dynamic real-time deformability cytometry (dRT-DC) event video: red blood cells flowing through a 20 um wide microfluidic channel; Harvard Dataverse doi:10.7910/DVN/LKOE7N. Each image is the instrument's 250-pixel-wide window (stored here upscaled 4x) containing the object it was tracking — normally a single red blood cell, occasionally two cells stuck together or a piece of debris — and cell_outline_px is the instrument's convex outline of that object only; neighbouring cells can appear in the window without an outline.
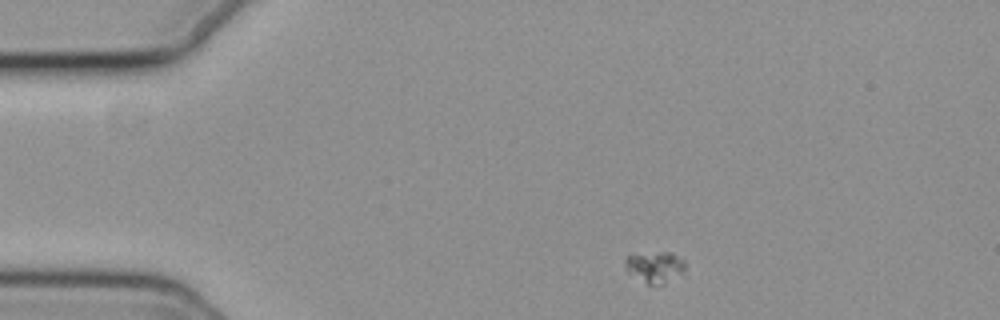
{"species": "common noctule bat (a hibernating species)", "species_latin": "Nyctalus noctula", "temperature_condition": "cold", "stored_images_in_passage": 48, "camera_frame_rate_fps": 3000, "um_per_image_px": 0.085, "animal": {"sex": "female", "body_mass_g": 19.3, "forearm_length_mm": 54.1}, "frame": {"image": 1, "passage_image": 1, "time_ms": 0.0, "image_size_px": [1000, 320], "cell_outline_px": [[684, 272], [664, 284], [648, 284], [628, 272], [624, 264], [624, 256], [660, 252], [668, 252], [684, 260]], "centroid_in_image_um": [55.65, 22.7], "position_along_channel_um": 29.4, "area_um2": 10.69}}
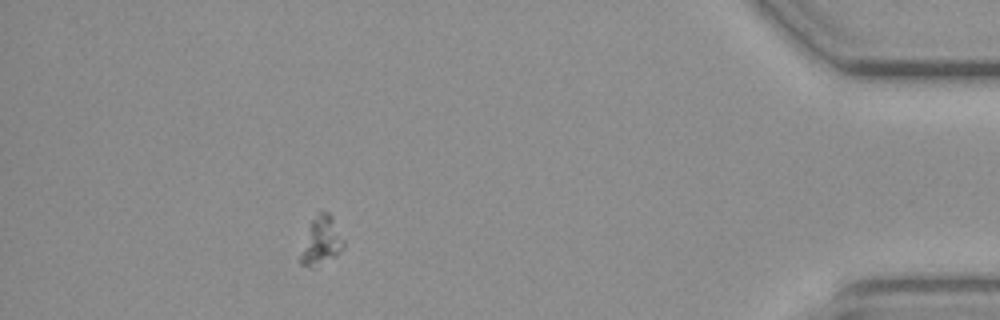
{"frame": {"image": 2, "passage_image": 42, "time_ms": 13.667, "image_size_px": [1000, 320], "cell_outline_px": [[344, 248], [336, 256], [312, 268], [300, 264], [296, 260], [312, 220], [320, 212], [328, 212], [332, 216], [344, 240]], "centroid_in_image_um": [27.28, 20.53], "position_along_channel_um": 407.9, "area_um2": 12.2}}